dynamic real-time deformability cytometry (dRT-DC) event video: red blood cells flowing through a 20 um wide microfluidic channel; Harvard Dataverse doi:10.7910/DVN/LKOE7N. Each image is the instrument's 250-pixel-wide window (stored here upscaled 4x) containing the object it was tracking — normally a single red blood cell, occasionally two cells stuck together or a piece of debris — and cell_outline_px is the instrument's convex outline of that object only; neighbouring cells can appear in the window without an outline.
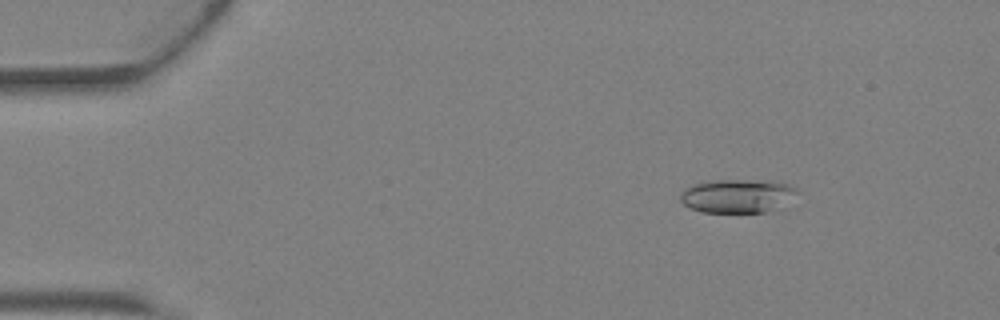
{"species": "Egyptian fruit bat (a non-hibernating species)", "species_latin": "Rousettus aegyptiacus", "temperature_condition": "warm", "stored_images_in_passage": 43, "camera_frame_rate_fps": 3000, "um_per_image_px": 0.085, "animal": {"sex": "female"}, "frame": {"image": 1, "passage_image": 6, "time_ms": 1.667, "image_size_px": [1000, 320], "cell_outline_px": [[800, 192], [772, 208], [764, 212], [700, 212], [684, 204], [680, 200], [680, 196], [684, 188], [692, 184], [716, 180], [740, 180], [788, 184], [796, 188]], "centroid_in_image_um": [62.56, 16.65], "position_along_channel_um": 22.4, "area_um2": 22.08}}
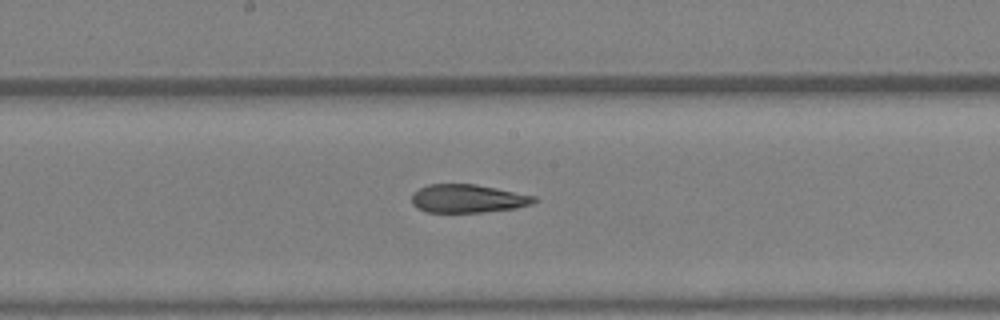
{"frame": {"image": 2, "passage_image": 23, "time_ms": 7.333, "image_size_px": [1000, 320], "cell_outline_px": [[540, 200], [532, 204], [516, 208], [480, 212], [428, 212], [416, 208], [412, 204], [412, 192], [428, 184], [476, 184], [536, 196]], "centroid_in_image_um": [39.77, 16.87], "position_along_channel_um": 208.4, "area_um2": 20.29}}
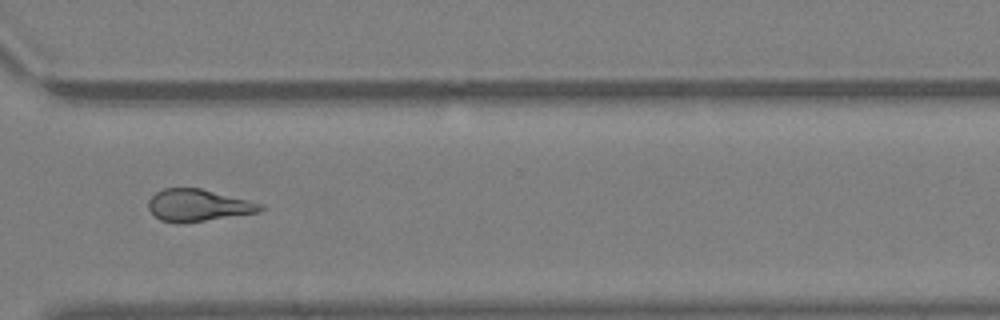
{"frame": {"image": 3, "passage_image": 32, "time_ms": 10.333, "image_size_px": [1000, 320], "cell_outline_px": [[268, 208], [256, 212], [184, 224], [176, 224], [160, 220], [148, 208], [148, 200], [156, 192], [164, 188], [200, 188], [264, 204]], "centroid_in_image_um": [16.83, 17.46], "position_along_channel_um": 353.8, "area_um2": 20.98}, "authors_computed_cell_mechanics": {"area_um2": 21.4438, "velocity_mm_per_s": 4.8435, "shape_relaxation_time_tau1_ms": null, "shape_relaxation_time_tau2_ms": 2.8541, "deformation_change_tau1": null, "deformation_change_tau2": 0.1173}}